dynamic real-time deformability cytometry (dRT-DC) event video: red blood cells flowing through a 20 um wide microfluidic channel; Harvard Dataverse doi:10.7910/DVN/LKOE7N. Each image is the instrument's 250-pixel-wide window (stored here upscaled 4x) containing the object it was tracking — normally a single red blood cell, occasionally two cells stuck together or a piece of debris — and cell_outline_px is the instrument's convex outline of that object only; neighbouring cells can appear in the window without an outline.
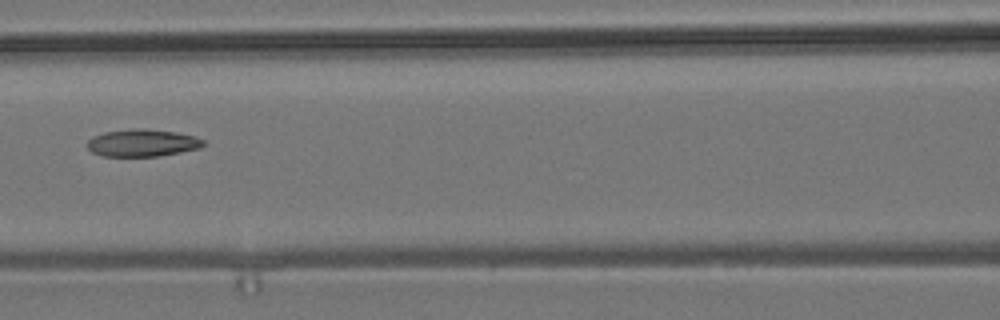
{"species": "common noctule bat (a hibernating species)", "species_latin": "Nyctalus noctula", "temperature_condition": "room temperature", "stored_images_in_passage": 3, "camera_frame_rate_fps": 3000, "um_per_image_px": 0.085, "animal": {"sex": "male", "body_mass_g": 19.2, "forearm_length_mm": 51.8}, "frame": {"image": 1, "passage_image": 3, "time_ms": 2.333, "image_size_px": [1000, 320], "cell_outline_px": [[208, 144], [200, 148], [180, 152], [156, 156], [104, 156], [92, 152], [88, 148], [88, 140], [92, 136], [104, 132], [136, 128], [144, 128], [176, 132], [196, 136], [204, 140]], "centroid_in_image_um": [12.14, 12.14], "position_along_channel_um": 154.5, "area_um2": 18.55}}